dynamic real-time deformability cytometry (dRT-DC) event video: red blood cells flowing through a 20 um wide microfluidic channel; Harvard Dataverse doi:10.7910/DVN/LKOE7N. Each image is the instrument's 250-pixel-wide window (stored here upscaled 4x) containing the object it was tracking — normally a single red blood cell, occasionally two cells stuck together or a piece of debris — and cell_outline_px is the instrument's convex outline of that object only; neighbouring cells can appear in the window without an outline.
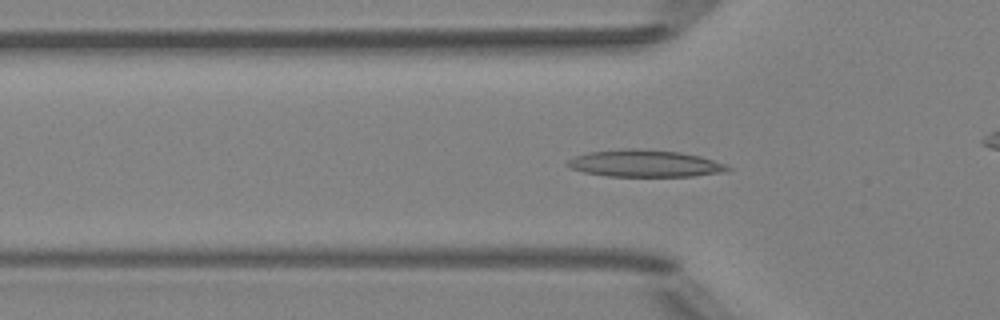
{"species": "Egyptian fruit bat (a non-hibernating species)", "species_latin": "Rousettus aegyptiacus", "temperature_condition": "room temperature", "stored_images_in_passage": 51, "camera_frame_rate_fps": 3000, "um_per_image_px": 0.085, "animal": {"sex": "female"}, "frame": {"image": 1, "passage_image": 16, "time_ms": 5.0, "image_size_px": [1000, 320], "cell_outline_px": [[732, 168], [728, 172], [692, 176], [608, 176], [584, 172], [572, 168], [564, 164], [568, 160], [576, 156], [588, 152], [624, 148], [636, 148], [680, 152], [700, 156], [728, 164]], "centroid_in_image_um": [54.86, 13.89], "position_along_channel_um": 70.9, "area_um2": 25.37}}
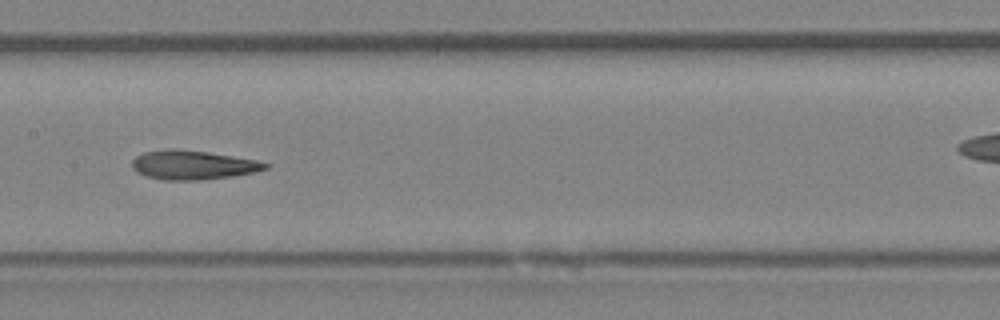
{"frame": {"image": 2, "passage_image": 25, "time_ms": 8.0, "image_size_px": [1000, 320], "cell_outline_px": [[268, 168], [256, 172], [200, 180], [164, 180], [148, 176], [136, 172], [132, 168], [132, 160], [136, 156], [144, 152], [168, 148], [176, 148], [208, 152], [256, 160], [268, 164]], "centroid_in_image_um": [16.35, 14.01], "position_along_channel_um": 191.0, "area_um2": 22.48}}
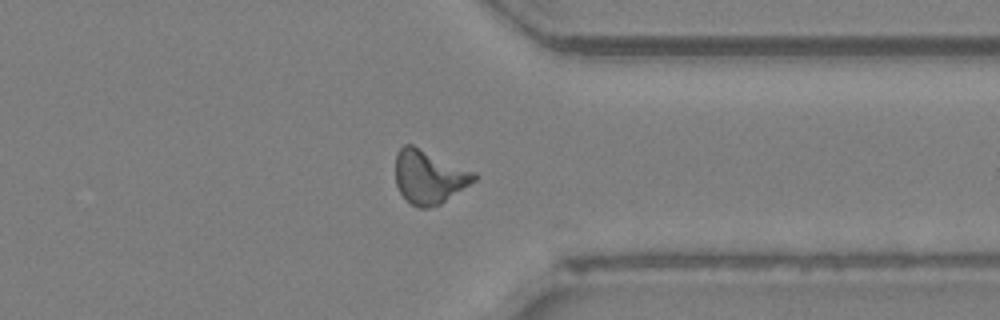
{"frame": {"image": 3, "passage_image": 39, "time_ms": 12.667, "image_size_px": [1000, 320], "cell_outline_px": [[476, 180], [440, 204], [428, 208], [420, 208], [412, 204], [400, 192], [396, 184], [396, 152], [404, 144], [412, 144], [476, 172]], "centroid_in_image_um": [36.46, 15.01], "position_along_channel_um": 374.9, "area_um2": 24.39}, "authors_computed_cell_mechanics": {"area_um2": 23.0044, "velocity_mm_per_s": 4.0068, "shape_relaxation_time_tau1_ms": null, "shape_relaxation_time_tau2_ms": 6.7321, "deformation_change_tau1": null, "deformation_change_tau2": 0.151}}